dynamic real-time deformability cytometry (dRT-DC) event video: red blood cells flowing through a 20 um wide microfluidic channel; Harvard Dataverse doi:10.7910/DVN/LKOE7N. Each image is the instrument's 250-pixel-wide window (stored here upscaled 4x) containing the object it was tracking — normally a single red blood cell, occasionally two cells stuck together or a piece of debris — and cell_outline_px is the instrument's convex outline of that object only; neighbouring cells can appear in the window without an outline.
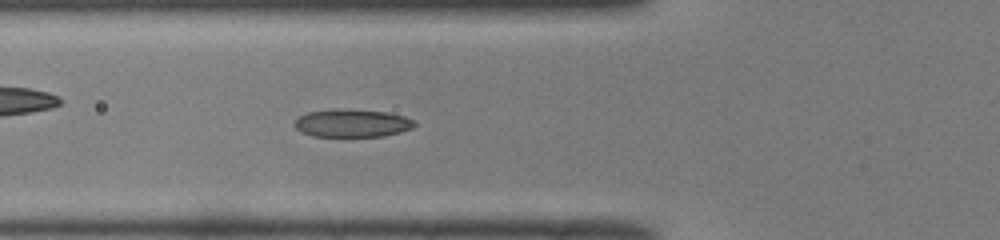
{"species": "common noctule bat (a hibernating species)", "species_latin": "Nyctalus noctula", "temperature_condition": "room temperature", "stored_images_in_passage": 50, "camera_frame_rate_fps": 3000, "um_per_image_px": 0.085, "animal": {"sex": "male", "body_mass_g": 19.0, "forearm_length_mm": 50.8}, "frame": {"image": 1, "passage_image": 19, "time_ms": 6.0, "image_size_px": [1000, 240], "cell_outline_px": [[416, 124], [412, 128], [400, 132], [384, 136], [312, 136], [300, 132], [292, 124], [300, 116], [308, 112], [332, 108], [348, 108], [388, 112], [404, 116], [416, 120]], "centroid_in_image_um": [29.93, 10.45], "position_along_channel_um": 95.9, "area_um2": 19.88}}
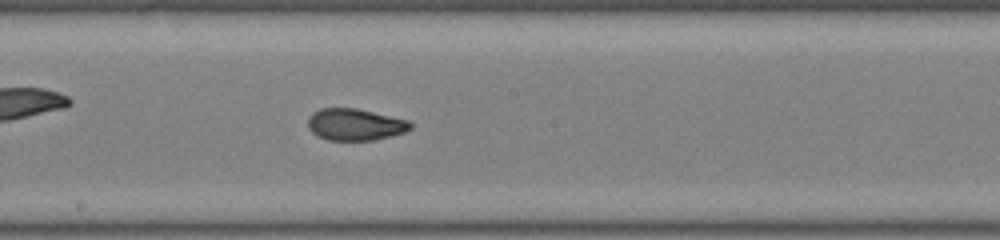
{"frame": {"image": 2, "passage_image": 28, "time_ms": 9.0, "image_size_px": [1000, 240], "cell_outline_px": [[412, 128], [404, 132], [392, 136], [372, 140], [328, 140], [316, 136], [308, 128], [308, 116], [312, 112], [320, 108], [356, 108], [408, 120], [412, 124]], "centroid_in_image_um": [30.15, 10.58], "position_along_channel_um": 218.1, "area_um2": 19.07}}
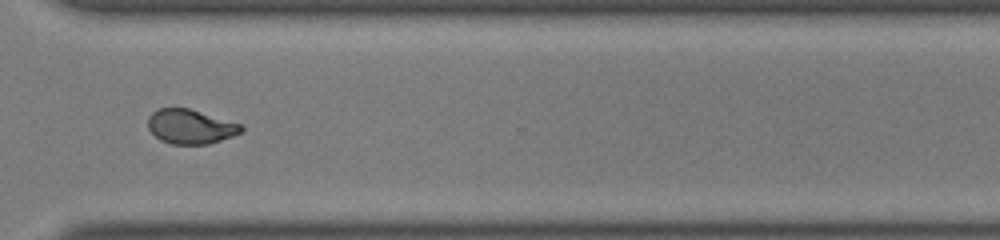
{"frame": {"image": 3, "passage_image": 38, "time_ms": 12.333, "image_size_px": [1000, 240], "cell_outline_px": [[244, 128], [240, 132], [232, 136], [208, 144], [172, 144], [160, 140], [148, 128], [148, 116], [152, 112], [160, 108], [188, 108], [244, 124]], "centroid_in_image_um": [16.2, 10.75], "position_along_channel_um": 354.4, "area_um2": 18.73}, "authors_computed_cell_mechanics": {"area_um2": 19.4497, "velocity_mm_per_s": 4.0763, "shape_relaxation_time_tau1_ms": 5.762, "shape_relaxation_time_tau2_ms": 1.5165, "deformation_change_tau1": 0.1905, "deformation_change_tau2": 0.0626}}